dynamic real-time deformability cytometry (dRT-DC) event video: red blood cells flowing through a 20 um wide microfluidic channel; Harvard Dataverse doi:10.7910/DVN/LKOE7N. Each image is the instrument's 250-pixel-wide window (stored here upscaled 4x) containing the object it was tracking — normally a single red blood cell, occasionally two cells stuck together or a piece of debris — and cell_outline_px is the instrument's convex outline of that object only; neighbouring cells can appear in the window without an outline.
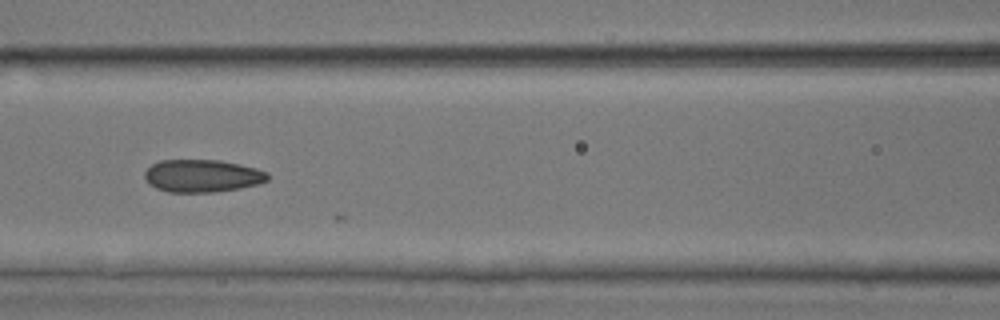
{"species": "common noctule bat (a hibernating species)", "species_latin": "Nyctalus noctula", "temperature_condition": "room temperature", "stored_images_in_passage": 7, "camera_frame_rate_fps": 3000, "um_per_image_px": 0.085, "animal": {"sex": "male", "body_mass_g": 17.9, "forearm_length_mm": 54.2}, "frame": {"image": 1, "passage_image": 5, "time_ms": 1.333, "image_size_px": [1000, 320], "cell_outline_px": [[268, 180], [256, 184], [240, 188], [216, 192], [168, 192], [156, 188], [148, 184], [144, 176], [144, 172], [152, 164], [160, 160], [220, 160], [240, 164], [256, 168], [268, 172]], "centroid_in_image_um": [17.17, 14.94], "position_along_channel_um": 149.4, "area_um2": 23.47}}